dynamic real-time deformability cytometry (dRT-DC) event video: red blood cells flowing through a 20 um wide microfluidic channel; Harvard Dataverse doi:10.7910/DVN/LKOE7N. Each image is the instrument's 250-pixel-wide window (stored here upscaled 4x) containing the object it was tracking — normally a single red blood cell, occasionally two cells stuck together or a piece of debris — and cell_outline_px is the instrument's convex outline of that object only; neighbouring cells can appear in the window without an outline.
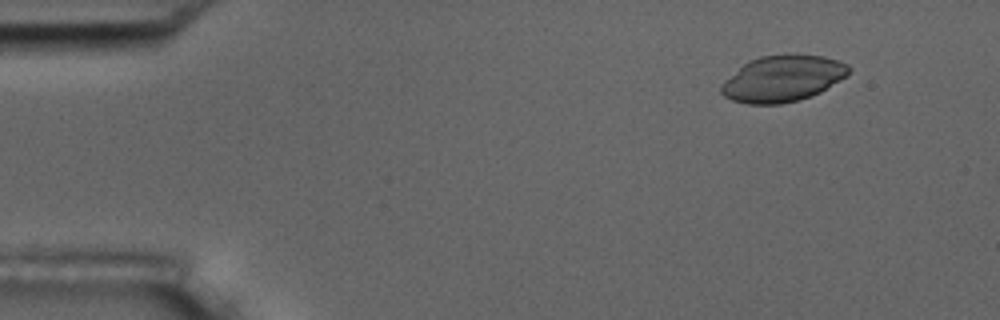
{"species": "common noctule bat (a hibernating species)", "species_latin": "Nyctalus noctula", "temperature_condition": "room temperature", "stored_images_in_passage": 4, "camera_frame_rate_fps": 3000, "um_per_image_px": 0.085, "animal": {"sex": "male", "body_mass_g": 17.5, "forearm_length_mm": 52.3}, "frame": {"image": 1, "passage_image": 2, "time_ms": 0.333, "image_size_px": [1000, 320], "cell_outline_px": [[852, 68], [848, 76], [820, 92], [812, 96], [780, 104], [748, 104], [732, 100], [724, 96], [720, 92], [720, 84], [724, 80], [748, 60], [760, 56], [824, 56], [848, 64]], "centroid_in_image_um": [66.52, 6.7], "position_along_channel_um": 18.5, "area_um2": 34.1}}